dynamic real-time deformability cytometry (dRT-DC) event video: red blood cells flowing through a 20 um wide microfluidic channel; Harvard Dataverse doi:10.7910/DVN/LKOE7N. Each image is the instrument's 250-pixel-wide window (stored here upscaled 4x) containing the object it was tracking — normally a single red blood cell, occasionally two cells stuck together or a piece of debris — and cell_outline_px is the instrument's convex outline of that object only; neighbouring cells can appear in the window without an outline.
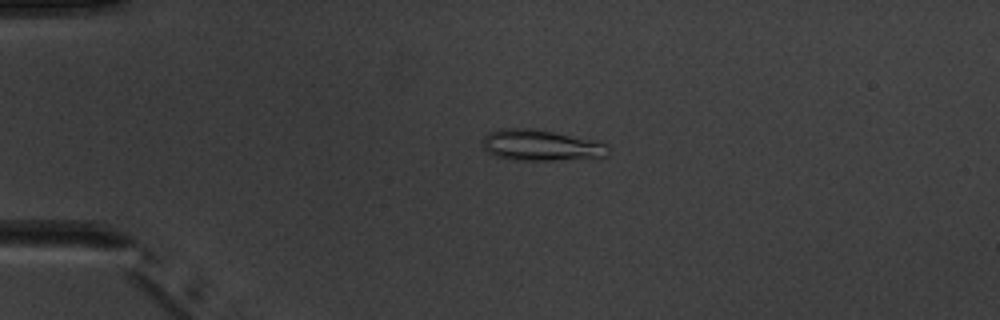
{"species": "common noctule bat (a hibernating species)", "species_latin": "Nyctalus noctula", "temperature_condition": "warm", "stored_images_in_passage": 5, "camera_frame_rate_fps": 3000, "um_per_image_px": 0.085, "animal": {"sex": "male", "body_mass_g": 20.1, "forearm_length_mm": 53.5}, "frame": {"image": 1, "passage_image": 4, "time_ms": 3.333, "image_size_px": [1000, 320], "cell_outline_px": [[608, 156], [556, 160], [512, 160], [496, 156], [488, 152], [484, 148], [484, 136], [488, 132], [500, 128], [536, 128], [596, 140], [608, 144]], "centroid_in_image_um": [45.99, 12.33], "position_along_channel_um": 39.0, "area_um2": 22.89}}